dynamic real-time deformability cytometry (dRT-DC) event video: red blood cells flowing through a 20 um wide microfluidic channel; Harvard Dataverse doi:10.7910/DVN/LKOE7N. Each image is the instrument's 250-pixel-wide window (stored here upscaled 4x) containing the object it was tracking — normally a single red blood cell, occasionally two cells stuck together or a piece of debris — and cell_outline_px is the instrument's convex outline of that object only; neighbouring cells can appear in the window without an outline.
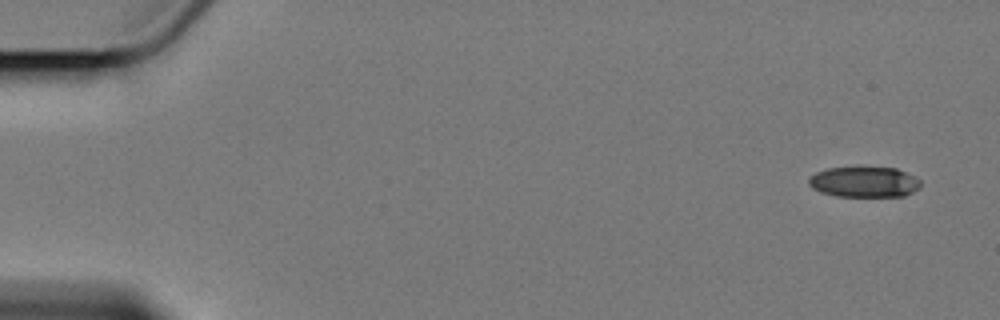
{"species": "Egyptian fruit bat (a non-hibernating species)", "species_latin": "Rousettus aegyptiacus", "temperature_condition": "cold", "stored_images_in_passage": 7, "camera_frame_rate_fps": 3000, "um_per_image_px": 0.085, "animal": {"sex": "female"}, "frame": {"image": 1, "passage_image": 1, "time_ms": 0.0, "image_size_px": [1000, 320], "cell_outline_px": [[920, 188], [904, 196], [836, 196], [820, 192], [812, 188], [808, 184], [808, 180], [816, 172], [828, 168], [856, 164], [896, 168], [920, 180]], "centroid_in_image_um": [73.42, 15.42], "position_along_channel_um": 11.6, "area_um2": 20.63}}
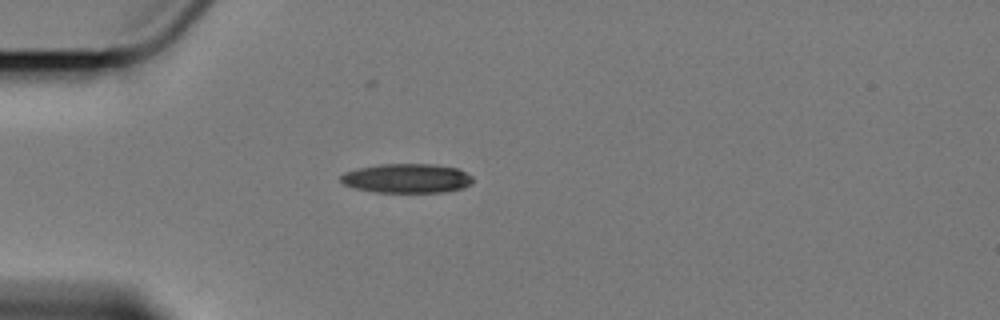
{"frame": {"image": 2, "passage_image": 5, "time_ms": 4.667, "image_size_px": [1000, 320], "cell_outline_px": [[472, 184], [464, 188], [444, 192], [376, 192], [356, 188], [344, 184], [340, 180], [340, 176], [344, 172], [360, 168], [380, 164], [436, 164], [456, 168], [472, 176]], "centroid_in_image_um": [34.6, 15.16], "position_along_channel_um": 50.4, "area_um2": 22.48}}
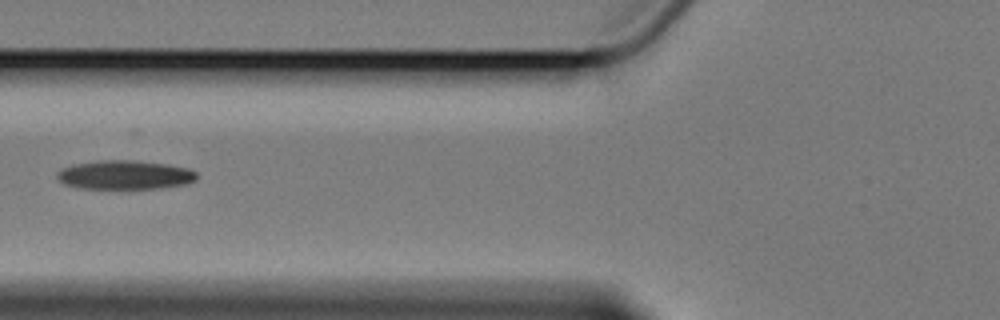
{"frame": {"image": 3, "passage_image": 7, "time_ms": 7.0, "image_size_px": [1000, 320], "cell_outline_px": [[196, 180], [184, 184], [160, 188], [76, 188], [64, 184], [56, 176], [56, 172], [72, 164], [96, 160], [128, 160], [168, 164], [188, 168], [196, 172]], "centroid_in_image_um": [10.58, 14.86], "position_along_channel_um": 115.2, "area_um2": 23.52}}